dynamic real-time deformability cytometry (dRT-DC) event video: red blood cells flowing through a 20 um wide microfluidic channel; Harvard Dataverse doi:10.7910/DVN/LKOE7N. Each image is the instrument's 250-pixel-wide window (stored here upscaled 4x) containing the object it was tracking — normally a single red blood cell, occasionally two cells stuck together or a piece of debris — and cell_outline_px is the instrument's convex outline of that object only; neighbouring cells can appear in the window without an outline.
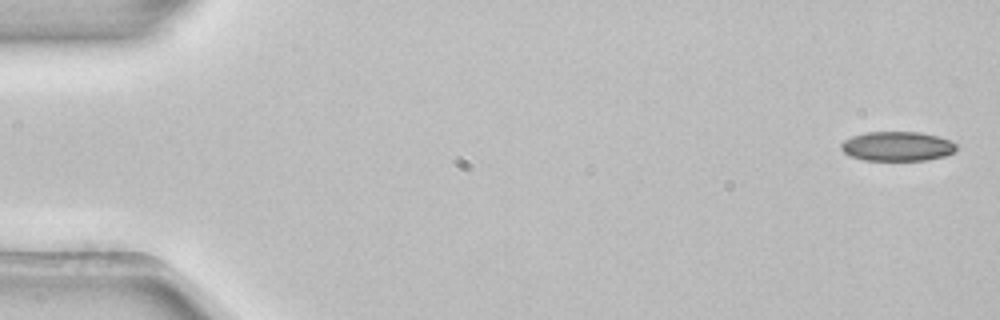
{"species": "common noctule bat (a hibernating species)", "species_latin": "Nyctalus noctula", "temperature_condition": "room temperature", "stored_images_in_passage": 5, "camera_frame_rate_fps": 3000, "um_per_image_px": 0.085, "animal": {"sex": "female", "body_mass_g": 22.7, "forearm_length_mm": 54.2}, "frame": {"image": 1, "passage_image": 1, "time_ms": 0.0, "image_size_px": [1000, 320], "cell_outline_px": [[956, 148], [952, 152], [944, 156], [924, 160], [864, 160], [852, 156], [844, 152], [840, 148], [840, 144], [844, 140], [852, 136], [864, 132], [920, 132], [936, 136], [948, 140], [956, 144]], "centroid_in_image_um": [76.22, 12.43], "position_along_channel_um": 8.8, "area_um2": 19.59}}
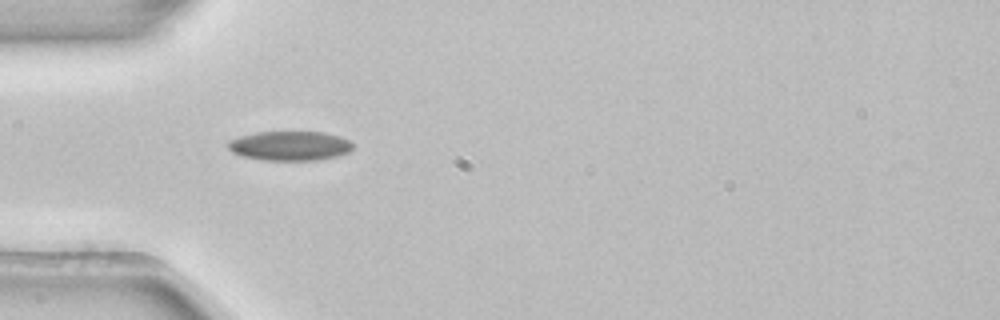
{"frame": {"image": 2, "passage_image": 4, "time_ms": 1.0, "image_size_px": [1000, 320], "cell_outline_px": [[352, 148], [348, 152], [336, 156], [316, 160], [264, 160], [240, 156], [232, 152], [228, 148], [228, 140], [240, 136], [256, 132], [324, 132], [340, 136], [348, 140], [352, 144]], "centroid_in_image_um": [24.6, 12.39], "position_along_channel_um": 60.4, "area_um2": 21.39}}